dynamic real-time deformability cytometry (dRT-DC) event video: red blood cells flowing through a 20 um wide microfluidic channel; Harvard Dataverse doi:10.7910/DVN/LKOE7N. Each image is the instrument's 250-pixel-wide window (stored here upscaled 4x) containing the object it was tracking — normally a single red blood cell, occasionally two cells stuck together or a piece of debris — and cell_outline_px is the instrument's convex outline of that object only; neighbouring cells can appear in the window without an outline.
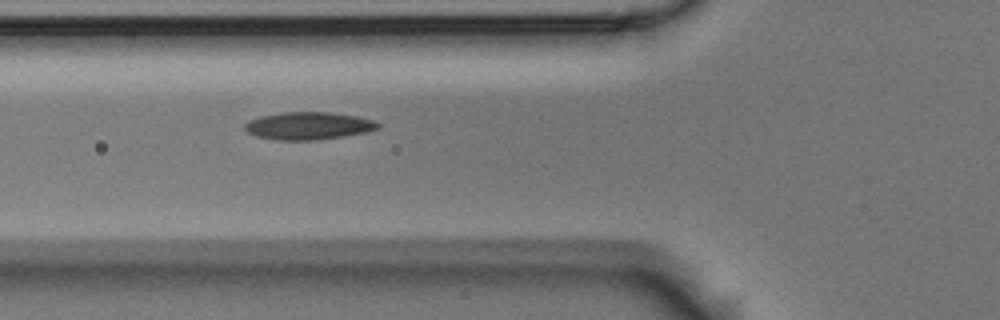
{"species": "Egyptian fruit bat (a non-hibernating species)", "species_latin": "Rousettus aegyptiacus", "temperature_condition": "room temperature", "stored_images_in_passage": 6, "camera_frame_rate_fps": 3000, "um_per_image_px": 0.085, "animal": {"sex": "male"}, "frame": {"image": 1, "passage_image": 6, "time_ms": 1.667, "image_size_px": [1000, 320], "cell_outline_px": [[380, 128], [368, 132], [312, 140], [280, 140], [256, 136], [248, 132], [244, 128], [244, 124], [248, 120], [260, 116], [280, 112], [328, 112], [356, 116], [372, 120], [380, 124]], "centroid_in_image_um": [26.19, 10.68], "position_along_channel_um": 99.6, "area_um2": 21.27}}